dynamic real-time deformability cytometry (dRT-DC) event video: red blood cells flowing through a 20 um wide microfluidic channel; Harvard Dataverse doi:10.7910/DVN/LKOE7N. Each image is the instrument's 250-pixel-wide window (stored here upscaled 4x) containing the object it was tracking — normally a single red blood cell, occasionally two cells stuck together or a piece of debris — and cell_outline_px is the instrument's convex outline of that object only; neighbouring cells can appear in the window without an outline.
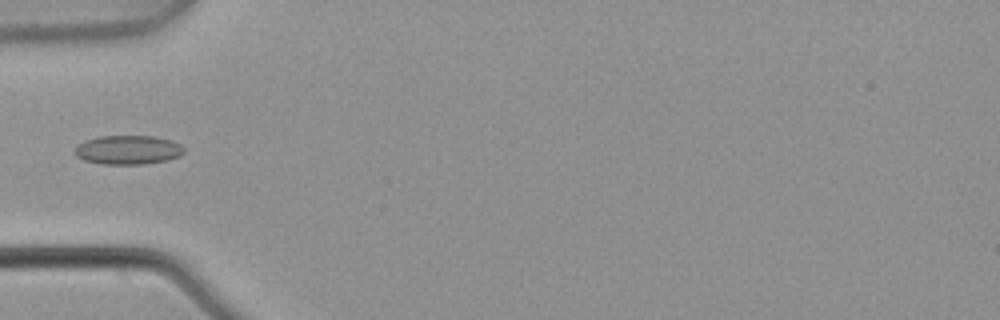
{"species": "common noctule bat (a hibernating species)", "species_latin": "Nyctalus noctula", "temperature_condition": "warm", "stored_images_in_passage": 5, "camera_frame_rate_fps": 3000, "um_per_image_px": 0.085, "animal": {"sex": "male", "body_mass_g": 21.5, "forearm_length_mm": 52.0}, "frame": {"image": 1, "passage_image": 5, "time_ms": 1.333, "image_size_px": [1000, 320], "cell_outline_px": [[184, 152], [180, 156], [168, 160], [144, 164], [100, 164], [84, 160], [76, 156], [76, 148], [84, 140], [96, 136], [156, 136], [172, 140], [180, 144], [184, 148]], "centroid_in_image_um": [10.91, 12.73], "position_along_channel_um": 74.1, "area_um2": 18.61}}